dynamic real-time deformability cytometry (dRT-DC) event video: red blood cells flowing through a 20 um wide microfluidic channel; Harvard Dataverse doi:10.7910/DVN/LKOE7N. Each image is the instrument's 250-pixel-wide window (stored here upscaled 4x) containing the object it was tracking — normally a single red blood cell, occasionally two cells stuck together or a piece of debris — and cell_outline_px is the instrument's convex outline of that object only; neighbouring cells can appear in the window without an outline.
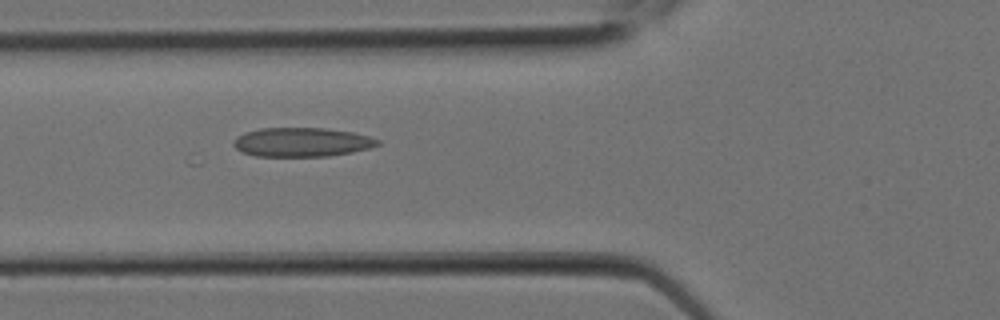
{"species": "Egyptian fruit bat (a non-hibernating species)", "species_latin": "Rousettus aegyptiacus", "temperature_condition": "room temperature", "stored_images_in_passage": 10, "camera_frame_rate_fps": 3000, "um_per_image_px": 0.085, "animal": {"sex": "female"}, "frame": {"image": 1, "passage_image": 10, "time_ms": 3.0, "image_size_px": [1000, 320], "cell_outline_px": [[380, 144], [368, 148], [352, 152], [328, 156], [256, 156], [240, 152], [232, 144], [232, 140], [236, 136], [244, 132], [260, 128], [324, 128], [352, 132], [368, 136], [380, 140]], "centroid_in_image_um": [25.6, 12.08], "position_along_channel_um": 100.2, "area_um2": 24.51}}